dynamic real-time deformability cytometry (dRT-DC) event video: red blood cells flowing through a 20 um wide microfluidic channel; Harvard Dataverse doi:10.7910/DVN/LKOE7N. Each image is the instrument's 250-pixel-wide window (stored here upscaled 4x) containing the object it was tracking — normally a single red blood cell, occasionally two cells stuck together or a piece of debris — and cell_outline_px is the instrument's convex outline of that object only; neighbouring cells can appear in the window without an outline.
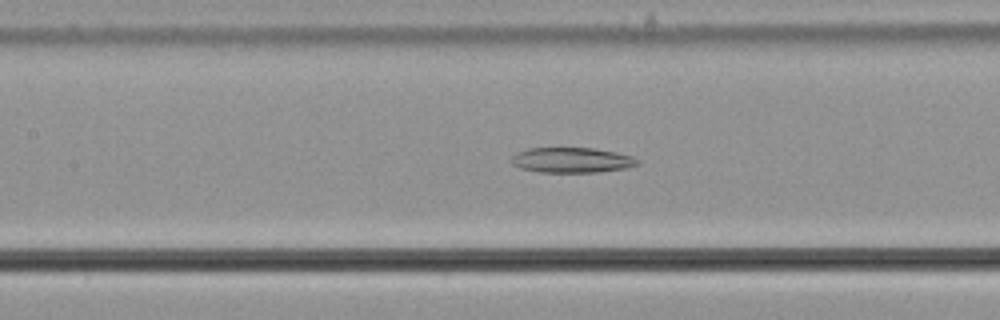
{"species": "common noctule bat (a hibernating species)", "species_latin": "Nyctalus noctula", "temperature_condition": "cold", "stored_images_in_passage": 42, "camera_frame_rate_fps": 3000, "um_per_image_px": 0.085, "animal": {"sex": "male", "body_mass_g": 21.5, "forearm_length_mm": 52.0}, "frame": {"image": 1, "passage_image": 11, "time_ms": 3.333, "image_size_px": [1000, 320], "cell_outline_px": [[640, 164], [628, 168], [596, 172], [540, 172], [520, 168], [512, 164], [512, 156], [528, 148], [592, 148], [616, 152], [632, 156], [640, 160]], "centroid_in_image_um": [48.65, 13.61], "position_along_channel_um": 158.7, "area_um2": 18.5}}
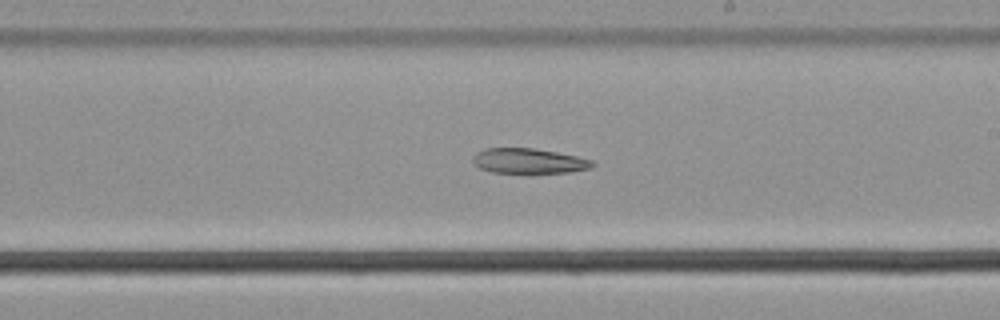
{"frame": {"image": 2, "passage_image": 18, "time_ms": 5.667, "image_size_px": [1000, 320], "cell_outline_px": [[596, 164], [592, 168], [572, 172], [532, 176], [492, 172], [480, 168], [472, 164], [472, 156], [476, 152], [484, 148], [532, 148], [556, 152], [576, 156], [592, 160]], "centroid_in_image_um": [44.94, 13.74], "position_along_channel_um": 244.1, "area_um2": 18.61}}
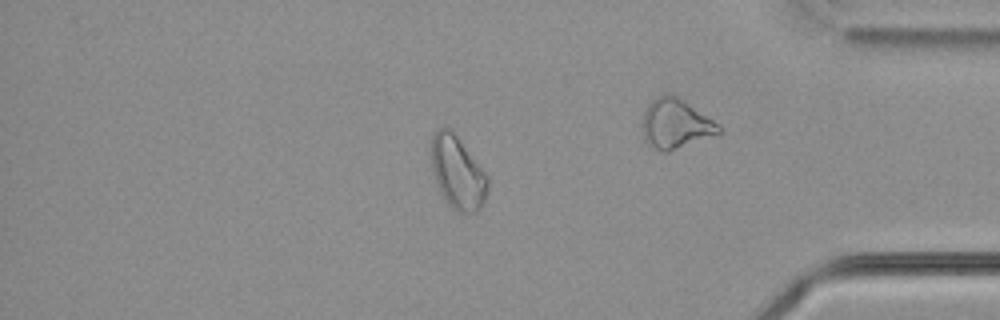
{"frame": {"image": 3, "passage_image": 33, "time_ms": 10.667, "image_size_px": [1000, 320], "cell_outline_px": [[488, 188], [484, 200], [480, 208], [476, 212], [456, 212], [444, 200], [440, 192], [432, 172], [432, 136], [444, 124], [452, 128], [488, 176]], "centroid_in_image_um": [38.89, 14.64], "position_along_channel_um": 396.3, "area_um2": 24.16}}